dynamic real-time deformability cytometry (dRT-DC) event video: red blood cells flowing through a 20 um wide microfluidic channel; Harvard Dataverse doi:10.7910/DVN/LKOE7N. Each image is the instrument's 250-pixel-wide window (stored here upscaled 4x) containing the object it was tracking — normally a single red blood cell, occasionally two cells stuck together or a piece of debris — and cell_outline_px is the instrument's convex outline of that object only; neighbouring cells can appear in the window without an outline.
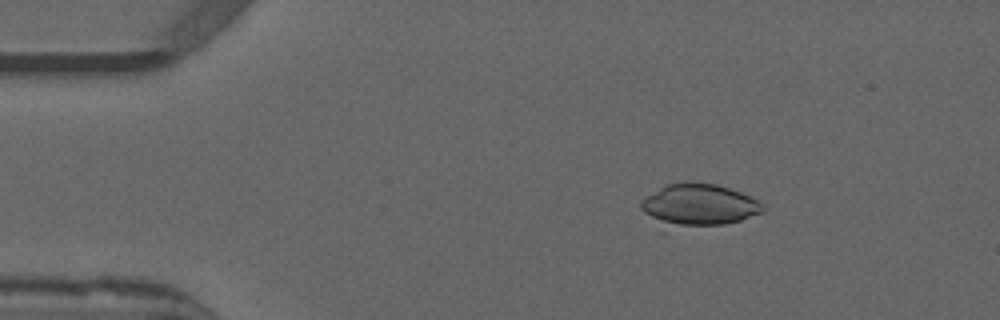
{"species": "common noctule bat (a hibernating species)", "species_latin": "Nyctalus noctula", "temperature_condition": "warm", "stored_images_in_passage": 51, "camera_frame_rate_fps": 3000, "um_per_image_px": 0.085, "animal": {"sex": "male", "forearm_length_mm": 52.5}, "frame": {"image": 1, "passage_image": 7, "time_ms": 2.0, "image_size_px": [1000, 320], "cell_outline_px": [[764, 208], [760, 212], [740, 220], [724, 224], [664, 232], [656, 232], [640, 208], [640, 200], [660, 188], [668, 184], [716, 184], [740, 192], [764, 204]], "centroid_in_image_um": [59.19, 17.57], "position_along_channel_um": 25.8, "area_um2": 31.1}}